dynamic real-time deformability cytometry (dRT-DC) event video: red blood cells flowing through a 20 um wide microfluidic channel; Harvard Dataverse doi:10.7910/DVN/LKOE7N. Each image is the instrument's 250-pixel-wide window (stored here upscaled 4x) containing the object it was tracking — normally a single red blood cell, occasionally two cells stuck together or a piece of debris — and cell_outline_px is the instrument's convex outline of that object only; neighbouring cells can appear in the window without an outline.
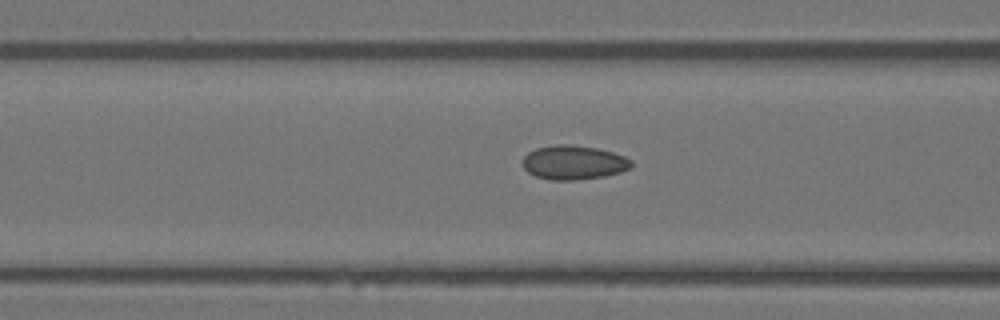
{"species": "Egyptian fruit bat (a non-hibernating species)", "species_latin": "Rousettus aegyptiacus", "temperature_condition": "warm", "stored_images_in_passage": 9, "camera_frame_rate_fps": 3000, "um_per_image_px": 0.085, "animal": {"sex": "female"}, "frame": {"image": 1, "passage_image": 7, "time_ms": 2.0, "image_size_px": [1000, 320], "cell_outline_px": [[632, 164], [628, 168], [620, 172], [604, 176], [576, 180], [552, 180], [536, 176], [528, 172], [524, 168], [524, 156], [528, 152], [536, 148], [556, 144], [568, 144], [596, 148], [612, 152], [624, 156], [632, 160]], "centroid_in_image_um": [48.75, 13.81], "position_along_channel_um": 117.8, "area_um2": 21.44}}